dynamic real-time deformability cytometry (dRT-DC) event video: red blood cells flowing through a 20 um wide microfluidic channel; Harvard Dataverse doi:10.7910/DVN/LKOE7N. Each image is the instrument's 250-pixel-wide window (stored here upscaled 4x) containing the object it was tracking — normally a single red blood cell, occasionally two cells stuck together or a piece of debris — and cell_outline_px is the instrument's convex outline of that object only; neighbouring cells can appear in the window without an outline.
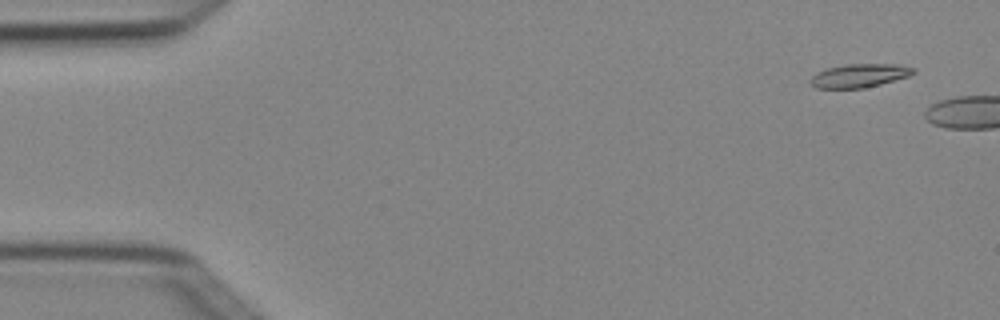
{"species": "Egyptian fruit bat (a non-hibernating species)", "species_latin": "Rousettus aegyptiacus", "temperature_condition": "cold", "stored_images_in_passage": 5, "segment_of_instrument_passage": [1, 2], "camera_frame_rate_fps": 3000, "um_per_image_px": 0.085, "animal": {"sex": "female"}, "frame": {"image": 1, "passage_image": 1, "time_ms": 0.0, "image_size_px": [1000, 320], "cell_outline_px": [[916, 72], [908, 76], [880, 84], [864, 88], [816, 88], [812, 84], [812, 76], [816, 72], [828, 68], [844, 64], [896, 64], [916, 68]], "centroid_in_image_um": [73.07, 6.42], "position_along_channel_um": 11.9, "area_um2": 13.99}}